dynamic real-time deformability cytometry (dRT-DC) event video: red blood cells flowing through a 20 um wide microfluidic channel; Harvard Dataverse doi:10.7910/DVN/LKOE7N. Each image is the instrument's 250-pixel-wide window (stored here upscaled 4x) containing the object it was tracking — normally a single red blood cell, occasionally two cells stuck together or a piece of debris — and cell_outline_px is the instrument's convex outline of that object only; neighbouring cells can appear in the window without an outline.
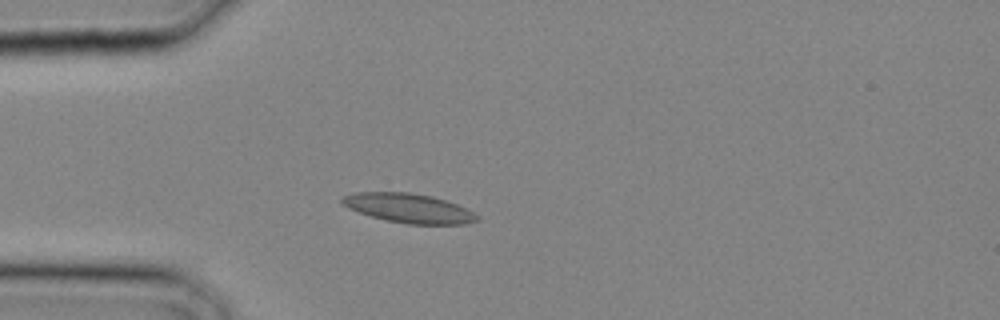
{"species": "common noctule bat (a hibernating species)", "species_latin": "Nyctalus noctula", "temperature_condition": "cold", "stored_images_in_passage": 19, "camera_frame_rate_fps": 3000, "um_per_image_px": 0.085, "animal": {"sex": "male", "body_mass_g": 20.4}, "frame": {"image": 1, "passage_image": 7, "time_ms": 2.0, "image_size_px": [1000, 320], "cell_outline_px": [[480, 220], [464, 224], [408, 224], [384, 220], [348, 208], [340, 200], [344, 196], [356, 192], [408, 192], [432, 196], [468, 208], [480, 216]], "centroid_in_image_um": [34.79, 17.7], "position_along_channel_um": 50.2, "area_um2": 23.0}}
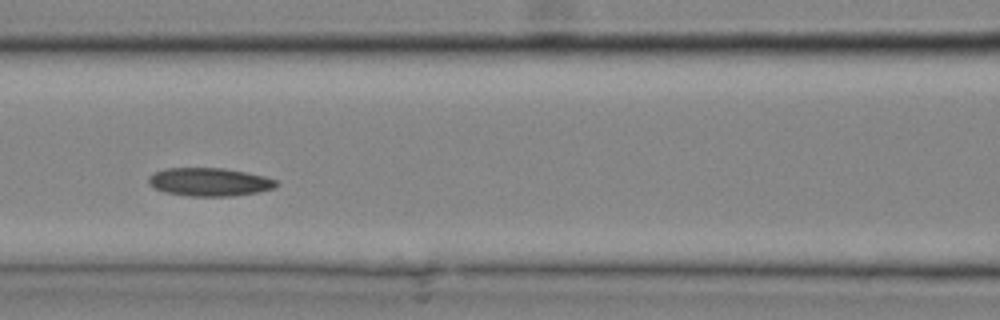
{"frame": {"image": 2, "passage_image": 12, "time_ms": 3.667, "image_size_px": [1000, 320], "cell_outline_px": [[280, 184], [276, 188], [256, 192], [232, 196], [192, 196], [164, 192], [156, 188], [148, 180], [148, 176], [152, 172], [164, 168], [224, 168], [248, 172], [264, 176], [276, 180]], "centroid_in_image_um": [17.83, 15.45], "position_along_channel_um": 148.8, "area_um2": 21.1}}
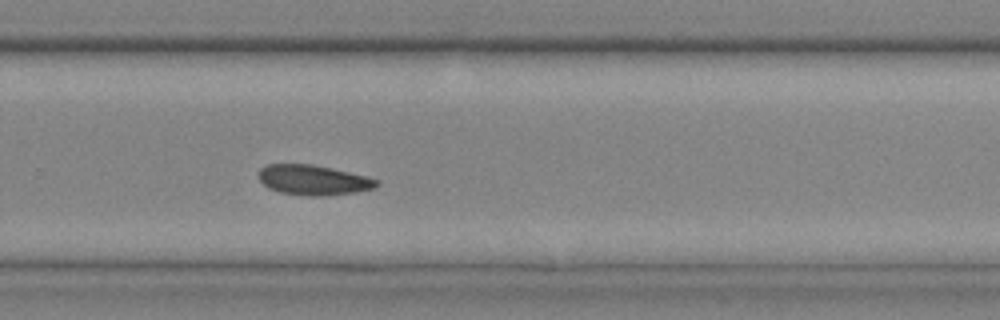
{"frame": {"image": 3, "passage_image": 19, "time_ms": 6.0, "image_size_px": [1000, 320], "cell_outline_px": [[380, 184], [376, 188], [356, 192], [324, 196], [308, 196], [280, 192], [268, 188], [256, 176], [260, 168], [268, 164], [312, 164], [332, 168], [364, 176], [376, 180]], "centroid_in_image_um": [26.6, 15.3], "position_along_channel_um": 303.2, "area_um2": 20.69}}